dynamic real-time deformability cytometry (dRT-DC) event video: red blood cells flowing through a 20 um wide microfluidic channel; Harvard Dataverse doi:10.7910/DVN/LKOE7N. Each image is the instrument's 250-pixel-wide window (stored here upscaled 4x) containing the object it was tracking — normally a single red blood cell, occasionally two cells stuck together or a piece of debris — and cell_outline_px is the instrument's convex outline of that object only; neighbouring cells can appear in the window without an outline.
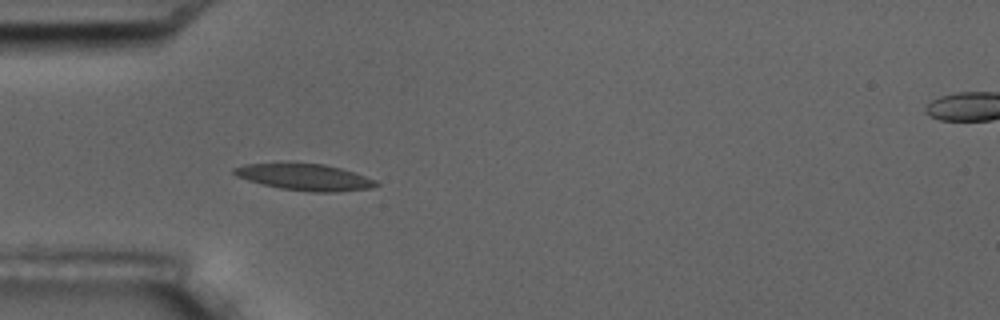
{"species": "common noctule bat (a hibernating species)", "species_latin": "Nyctalus noctula", "temperature_condition": "room temperature", "stored_images_in_passage": 5, "segment_of_instrument_passage": [1, 2], "camera_frame_rate_fps": 3000, "um_per_image_px": 0.085, "animal": {"sex": "male", "body_mass_g": 17.5, "forearm_length_mm": 52.3}, "frame": {"image": 1, "passage_image": 4, "time_ms": 4.333, "image_size_px": [1000, 320], "cell_outline_px": [[380, 184], [372, 188], [332, 192], [312, 192], [280, 188], [248, 180], [236, 176], [232, 172], [232, 168], [244, 164], [324, 164], [340, 168], [376, 180]], "centroid_in_image_um": [25.91, 15.07], "position_along_channel_um": 59.1, "area_um2": 21.44}}